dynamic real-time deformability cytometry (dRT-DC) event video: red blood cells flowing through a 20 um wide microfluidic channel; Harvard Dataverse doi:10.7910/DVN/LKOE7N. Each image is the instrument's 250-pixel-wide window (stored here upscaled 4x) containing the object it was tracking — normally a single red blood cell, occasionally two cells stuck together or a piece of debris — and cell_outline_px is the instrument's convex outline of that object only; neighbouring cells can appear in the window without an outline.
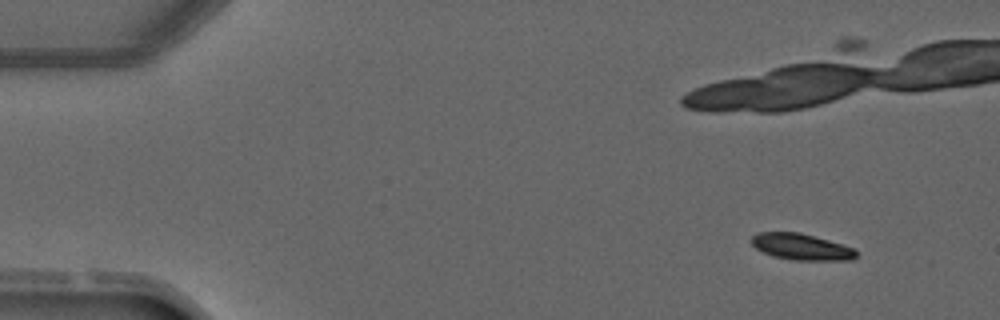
{"species": "common noctule bat (a hibernating species)", "species_latin": "Nyctalus noctula", "temperature_condition": "warm", "stored_images_in_passage": 6, "camera_frame_rate_fps": 3000, "um_per_image_px": 0.085, "animal": {"sex": "male", "forearm_length_mm": 52.5}, "frame": {"image": 1, "passage_image": 1, "time_ms": 0.0, "image_size_px": [1000, 320], "cell_outline_px": [[856, 256], [852, 260], [796, 260], [772, 256], [756, 248], [748, 240], [756, 232], [800, 232], [856, 248]], "centroid_in_image_um": [68.09, 20.97], "position_along_channel_um": 16.9, "area_um2": 16.13}}
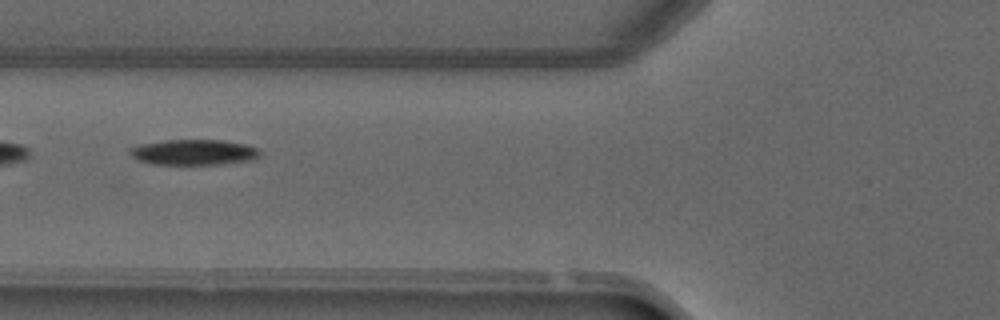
{"frame": {"image": 2, "passage_image": 6, "time_ms": 6.667, "image_size_px": [1000, 320], "cell_outline_px": [[260, 156], [256, 160], [224, 164], [148, 164], [136, 160], [128, 152], [128, 148], [140, 144], [164, 140], [224, 140], [244, 144], [260, 148]], "centroid_in_image_um": [16.48, 12.94], "position_along_channel_um": 109.3, "area_um2": 19.77}}